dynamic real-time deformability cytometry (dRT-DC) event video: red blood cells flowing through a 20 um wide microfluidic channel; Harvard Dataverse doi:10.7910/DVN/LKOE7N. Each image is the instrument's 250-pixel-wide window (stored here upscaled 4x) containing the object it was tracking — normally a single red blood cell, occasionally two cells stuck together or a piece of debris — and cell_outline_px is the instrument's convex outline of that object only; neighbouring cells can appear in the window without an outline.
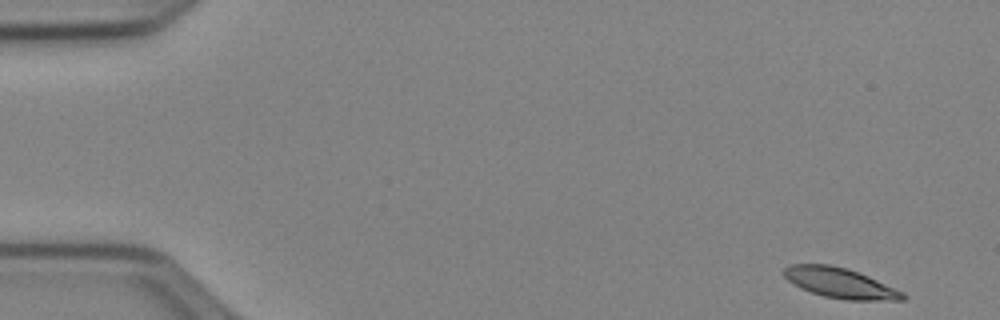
{"species": "Egyptian fruit bat (a non-hibernating species)", "species_latin": "Rousettus aegyptiacus", "temperature_condition": "cold", "stored_images_in_passage": 50, "camera_frame_rate_fps": 3000, "um_per_image_px": 0.085, "animal": {"sex": "female"}, "frame": {"image": 1, "passage_image": 1, "time_ms": 0.0, "image_size_px": [1000, 320], "cell_outline_px": [[908, 296], [904, 300], [848, 300], [824, 296], [800, 288], [792, 284], [784, 276], [784, 268], [792, 264], [828, 264], [848, 268], [868, 276], [904, 292]], "centroid_in_image_um": [71.42, 24.05], "position_along_channel_um": 13.6, "area_um2": 20.87}}
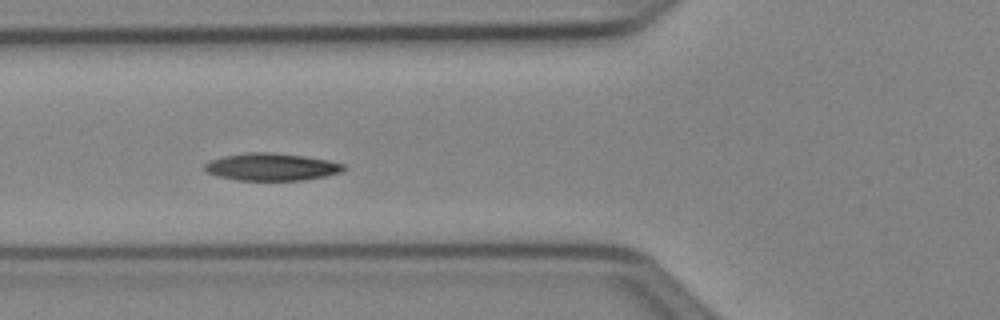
{"frame": {"image": 2, "passage_image": 18, "time_ms": 5.667, "image_size_px": [1000, 320], "cell_outline_px": [[348, 168], [340, 172], [324, 176], [304, 180], [236, 180], [216, 176], [204, 172], [204, 164], [212, 160], [224, 156], [244, 152], [268, 152], [304, 156], [328, 160], [344, 164]], "centroid_in_image_um": [23.05, 14.19], "position_along_channel_um": 102.8, "area_um2": 22.25}}
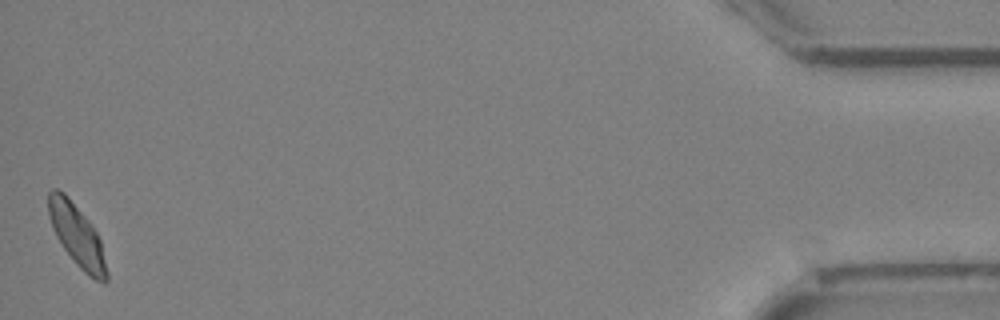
{"frame": {"image": 3, "passage_image": 50, "time_ms": 16.333, "image_size_px": [1000, 320], "cell_outline_px": [[108, 280], [104, 284], [88, 276], [76, 264], [64, 248], [56, 236], [52, 228], [48, 212], [48, 192], [52, 188], [56, 188], [64, 192], [68, 196], [88, 220], [96, 232], [100, 240], [108, 272]], "centroid_in_image_um": [6.54, 20.02], "position_along_channel_um": 428.7, "area_um2": 20.92}, "authors_computed_cell_mechanics": {"area_um2": 20.9814, "velocity_mm_per_s": 3.8928, "shape_relaxation_time_tau1_ms": 6.477, "shape_relaxation_time_tau2_ms": 4.5987, "deformation_change_tau1": 0.1371, "deformation_change_tau2": 0.0802}}